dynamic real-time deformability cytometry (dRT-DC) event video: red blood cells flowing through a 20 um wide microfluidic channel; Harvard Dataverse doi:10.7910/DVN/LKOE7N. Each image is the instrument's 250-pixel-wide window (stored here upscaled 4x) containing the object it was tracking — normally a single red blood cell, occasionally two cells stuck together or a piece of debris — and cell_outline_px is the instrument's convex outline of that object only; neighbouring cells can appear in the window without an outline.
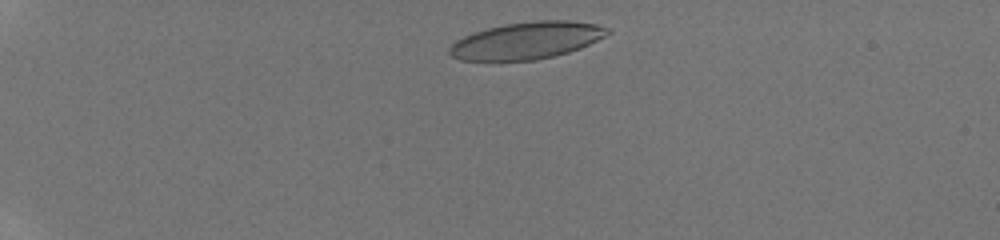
{"species": "human", "species_latin": "Homo sapiens", "temperature_condition": "room temperature", "stored_images_in_passage": 5, "camera_frame_rate_fps": 3000, "um_per_image_px": 0.085, "donor": {"sex": "male"}, "frame": {"image": 1, "passage_image": 1, "time_ms": 0.0, "image_size_px": [1000, 240], "cell_outline_px": [[612, 32], [580, 48], [568, 52], [536, 60], [460, 60], [452, 56], [448, 52], [448, 48], [456, 40], [464, 36], [488, 28], [504, 24], [536, 20], [568, 20], [596, 24], [608, 28]], "centroid_in_image_um": [44.77, 3.44], "position_along_channel_um": 40.2, "area_um2": 33.81}}
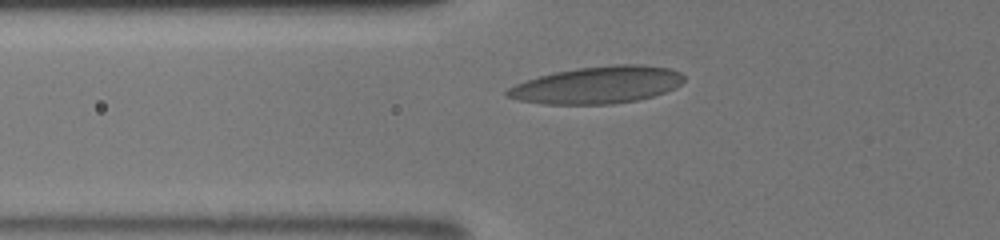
{"frame": {"image": 2, "passage_image": 4, "time_ms": 2.667, "image_size_px": [1000, 240], "cell_outline_px": [[684, 80], [676, 88], [652, 96], [636, 100], [612, 104], [544, 104], [520, 100], [504, 96], [504, 92], [508, 88], [516, 84], [540, 76], [556, 72], [576, 68], [612, 64], [640, 64], [668, 68], [680, 72], [684, 76]], "centroid_in_image_um": [50.78, 7.22], "position_along_channel_um": 75.0, "area_um2": 38.15}}